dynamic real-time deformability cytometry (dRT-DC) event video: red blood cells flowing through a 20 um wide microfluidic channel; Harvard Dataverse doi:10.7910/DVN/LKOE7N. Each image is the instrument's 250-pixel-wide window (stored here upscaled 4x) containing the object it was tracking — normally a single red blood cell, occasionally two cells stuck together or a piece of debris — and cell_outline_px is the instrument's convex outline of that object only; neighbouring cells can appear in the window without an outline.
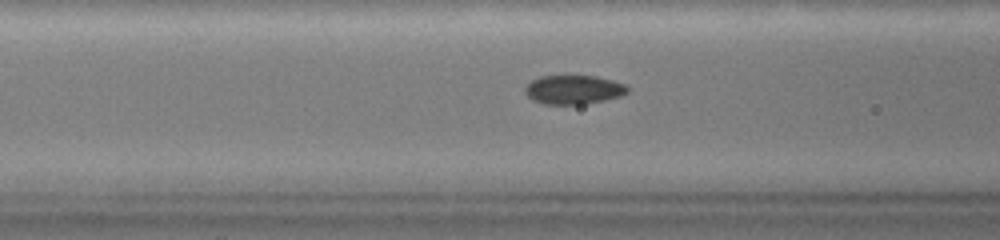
{"species": "common noctule bat (a hibernating species)", "species_latin": "Nyctalus noctula", "temperature_condition": "warm", "stored_images_in_passage": 72, "camera_frame_rate_fps": 3000, "um_per_image_px": 0.085, "animal": {"sex": "female", "body_mass_g": 19.0, "forearm_length_mm": 51.5}, "frame": {"image": 1, "passage_image": 29, "time_ms": 9.333, "image_size_px": [1000, 240], "cell_outline_px": [[628, 92], [620, 96], [604, 100], [584, 104], [544, 104], [532, 100], [524, 92], [524, 88], [532, 80], [540, 76], [596, 76], [612, 80], [624, 84], [628, 88]], "centroid_in_image_um": [48.73, 7.62], "position_along_channel_um": 117.9, "area_um2": 17.22}}
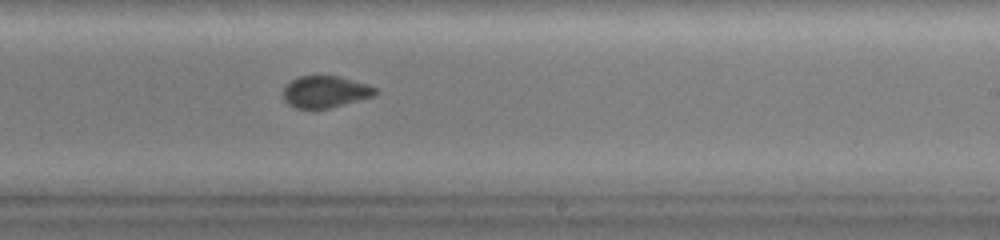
{"frame": {"image": 2, "passage_image": 45, "time_ms": 14.667, "image_size_px": [1000, 240], "cell_outline_px": [[376, 92], [372, 96], [328, 108], [296, 108], [288, 104], [284, 100], [284, 88], [292, 80], [300, 76], [340, 76], [368, 84], [376, 88]], "centroid_in_image_um": [27.63, 7.79], "position_along_channel_um": 261.4, "area_um2": 16.7}}
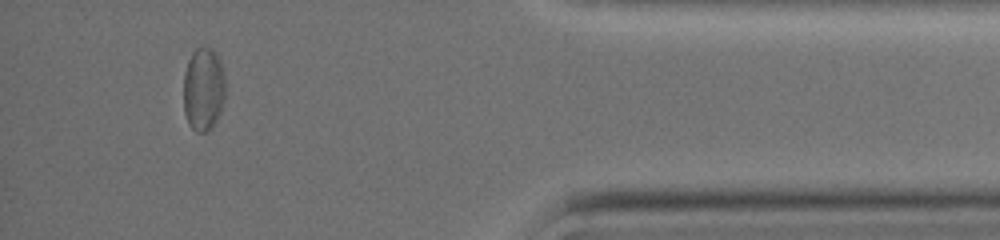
{"frame": {"image": 3, "passage_image": 66, "time_ms": 21.667, "image_size_px": [1000, 240], "cell_outline_px": [[224, 100], [220, 112], [212, 128], [204, 132], [196, 132], [188, 124], [184, 112], [184, 72], [188, 60], [192, 52], [196, 48], [212, 48], [216, 52], [220, 60], [224, 72]], "centroid_in_image_um": [17.29, 7.58], "position_along_channel_um": 417.9, "area_um2": 20.46}, "authors_computed_cell_mechanics": {"area_um2": 17.5712, "velocity_mm_per_s": 2.7016, "shape_relaxation_time_tau1_ms": null, "shape_relaxation_time_tau2_ms": 1.9153, "deformation_change_tau1": null, "deformation_change_tau2": 0.0461}}